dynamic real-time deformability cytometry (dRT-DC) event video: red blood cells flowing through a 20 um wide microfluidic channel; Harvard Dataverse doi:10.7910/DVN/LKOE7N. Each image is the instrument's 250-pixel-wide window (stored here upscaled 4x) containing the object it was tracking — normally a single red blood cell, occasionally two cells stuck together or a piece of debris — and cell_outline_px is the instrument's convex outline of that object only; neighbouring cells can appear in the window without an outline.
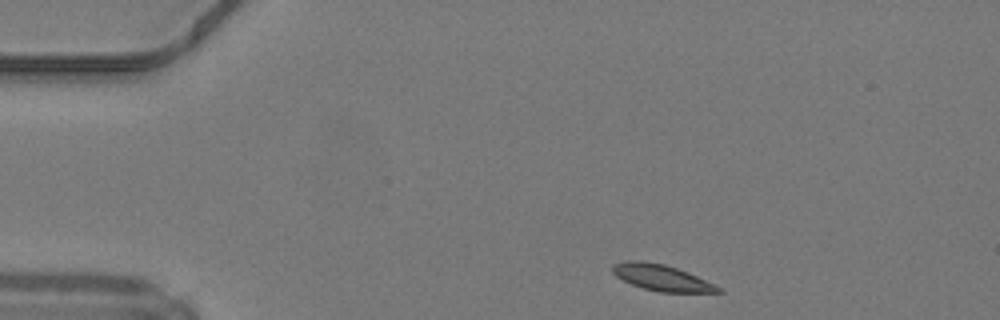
{"species": "common noctule bat (a hibernating species)", "species_latin": "Nyctalus noctula", "temperature_condition": "warm", "stored_images_in_passage": 41, "camera_frame_rate_fps": 3000, "um_per_image_px": 0.085, "animal": {"sex": "male", "body_mass_g": 19.2, "forearm_length_mm": 51.8}, "frame": {"image": 1, "passage_image": 1, "time_ms": 0.0, "image_size_px": [1000, 320], "cell_outline_px": [[724, 292], [660, 292], [644, 288], [632, 284], [616, 276], [612, 272], [612, 264], [624, 260], [644, 260], [664, 264], [688, 272], [716, 284]], "centroid_in_image_um": [56.23, 23.58], "position_along_channel_um": 28.8, "area_um2": 16.13}}
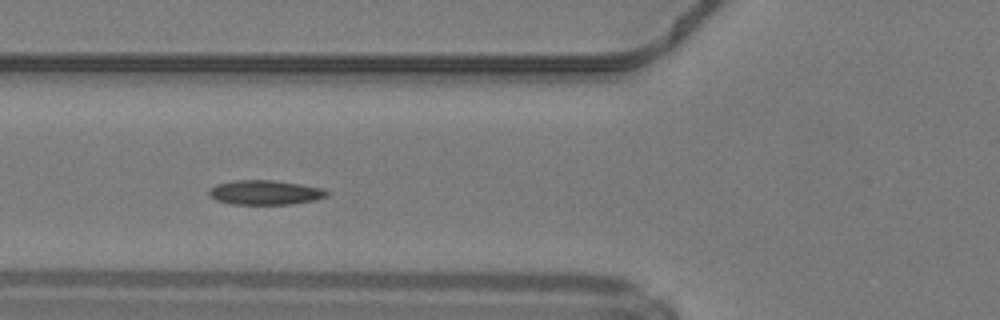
{"frame": {"image": 2, "passage_image": 11, "time_ms": 3.333, "image_size_px": [1000, 320], "cell_outline_px": [[328, 196], [316, 200], [292, 204], [232, 204], [216, 200], [208, 196], [208, 188], [216, 184], [236, 180], [272, 180], [300, 184], [320, 188], [328, 192]], "centroid_in_image_um": [22.49, 16.36], "position_along_channel_um": 103.3, "area_um2": 16.88}}
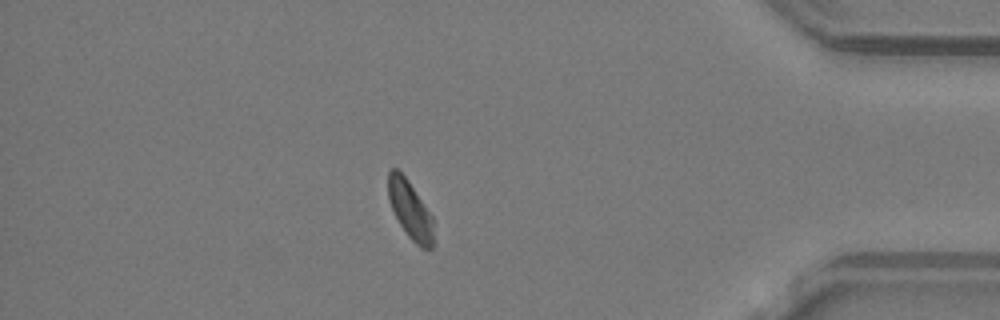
{"frame": {"image": 3, "passage_image": 35, "time_ms": 11.333, "image_size_px": [1000, 320], "cell_outline_px": [[432, 248], [420, 248], [408, 236], [400, 224], [388, 200], [388, 172], [392, 168], [396, 168], [408, 180], [432, 216]], "centroid_in_image_um": [34.84, 17.82], "position_along_channel_um": 400.4, "area_um2": 14.97}, "authors_computed_cell_mechanics": {"area_um2": 16.184, "velocity_mm_per_s": 4.1933, "shape_relaxation_time_tau1_ms": 4.7738, "shape_relaxation_time_tau2_ms": 7.42, "deformation_change_tau1": 0.1054, "deformation_change_tau2": 0.105}}